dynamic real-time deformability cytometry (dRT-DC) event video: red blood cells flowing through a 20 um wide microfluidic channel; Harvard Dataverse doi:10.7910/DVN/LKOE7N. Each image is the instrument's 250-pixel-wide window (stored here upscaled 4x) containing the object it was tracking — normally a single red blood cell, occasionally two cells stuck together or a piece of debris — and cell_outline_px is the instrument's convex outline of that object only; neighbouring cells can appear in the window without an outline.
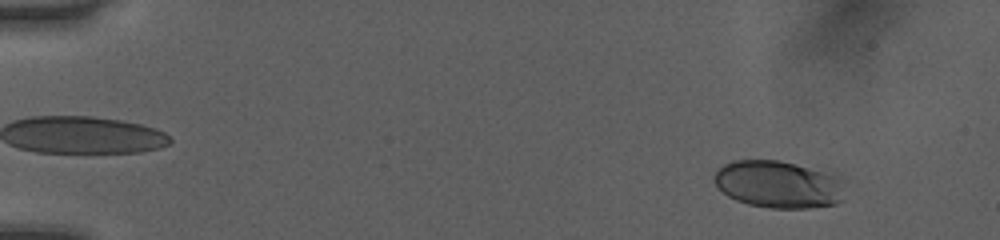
{"species": "human", "species_latin": "Homo sapiens", "temperature_condition": "room temperature", "stored_images_in_passage": 51, "camera_frame_rate_fps": 3000, "um_per_image_px": 0.085, "donor": {"sex": "female"}, "frame": {"image": 1, "passage_image": 5, "time_ms": 1.333, "image_size_px": [1000, 240], "cell_outline_px": [[840, 200], [836, 204], [808, 208], [772, 208], [748, 204], [736, 200], [728, 196], [712, 180], [712, 176], [724, 164], [732, 160], [780, 160], [836, 176]], "centroid_in_image_um": [66.02, 15.67], "position_along_channel_um": 19.0, "area_um2": 35.03}}
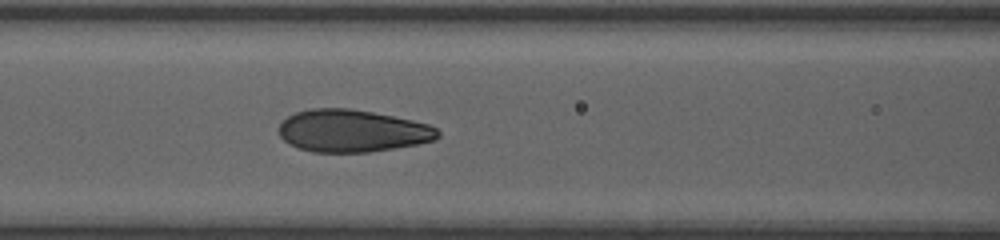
{"frame": {"image": 2, "passage_image": 23, "time_ms": 7.333, "image_size_px": [1000, 240], "cell_outline_px": [[440, 136], [436, 140], [416, 144], [368, 152], [312, 152], [300, 148], [284, 140], [280, 136], [280, 124], [288, 116], [296, 112], [308, 108], [348, 108], [372, 112], [412, 120], [428, 124], [436, 128], [440, 132]], "centroid_in_image_um": [29.95, 11.12], "position_along_channel_um": 136.6, "area_um2": 38.96}}
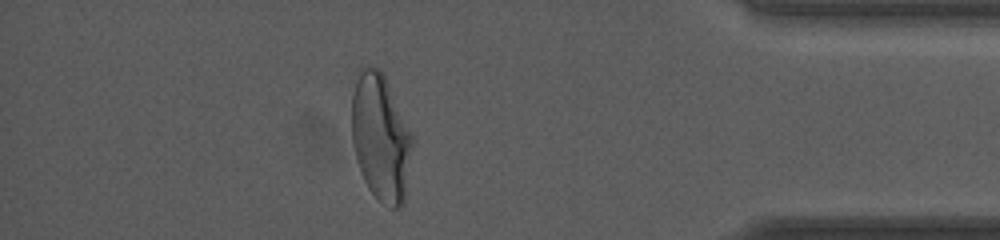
{"frame": {"image": 3, "passage_image": 45, "time_ms": 14.667, "image_size_px": [1000, 240], "cell_outline_px": [[412, 148], [404, 204], [400, 208], [392, 208], [380, 200], [368, 188], [360, 172], [356, 160], [352, 144], [352, 96], [360, 64], [368, 64], [376, 68], [384, 76], [388, 84], [412, 136]], "centroid_in_image_um": [32.33, 11.69], "position_along_channel_um": 402.9, "area_um2": 44.56}, "authors_computed_cell_mechanics": {"area_um2": 39.0728, "velocity_mm_per_s": 4.0667, "shape_relaxation_time_tau1_ms": 5.6113, "shape_relaxation_time_tau2_ms": null, "deformation_change_tau1": 0.2146, "deformation_change_tau2": null}}